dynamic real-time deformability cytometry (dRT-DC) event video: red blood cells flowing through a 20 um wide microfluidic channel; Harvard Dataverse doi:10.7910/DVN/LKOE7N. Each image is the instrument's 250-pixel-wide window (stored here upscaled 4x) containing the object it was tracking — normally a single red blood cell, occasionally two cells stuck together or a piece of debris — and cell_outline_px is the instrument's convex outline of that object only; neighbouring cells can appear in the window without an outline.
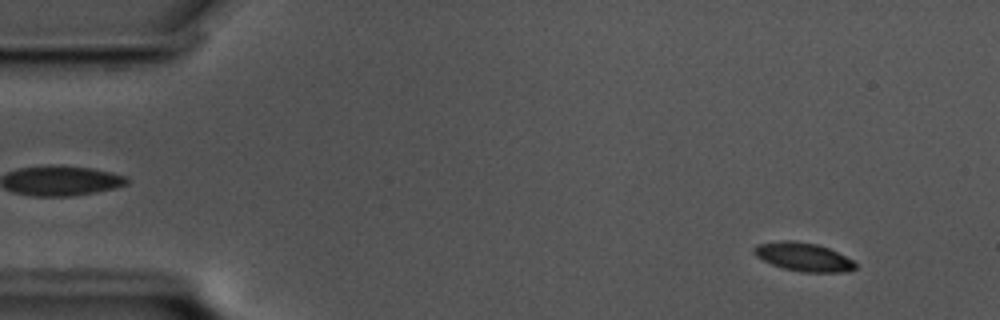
{"species": "common noctule bat (a hibernating species)", "species_latin": "Nyctalus noctula", "temperature_condition": "cold", "stored_images_in_passage": 59, "camera_frame_rate_fps": 3000, "um_per_image_px": 0.085, "animal": {"sex": "male", "body_mass_g": 17.5, "forearm_length_mm": 52.3}, "frame": {"image": 1, "passage_image": 5, "time_ms": 1.333, "image_size_px": [1000, 320], "cell_outline_px": [[856, 268], [844, 272], [804, 272], [784, 268], [772, 264], [756, 256], [752, 252], [752, 248], [756, 244], [784, 240], [792, 240], [816, 244], [828, 248], [852, 260], [856, 264]], "centroid_in_image_um": [68.25, 21.83], "position_along_channel_um": 16.8, "area_um2": 16.65}}
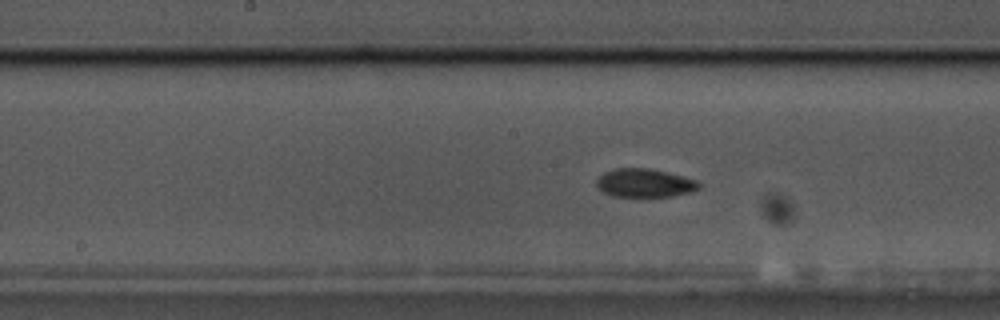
{"frame": {"image": 2, "passage_image": 29, "time_ms": 9.333, "image_size_px": [1000, 320], "cell_outline_px": [[700, 188], [692, 192], [672, 196], [612, 196], [604, 192], [596, 184], [596, 180], [604, 172], [616, 168], [648, 168], [668, 172], [696, 180], [700, 184]], "centroid_in_image_um": [54.81, 15.55], "position_along_channel_um": 193.4, "area_um2": 16.88}}
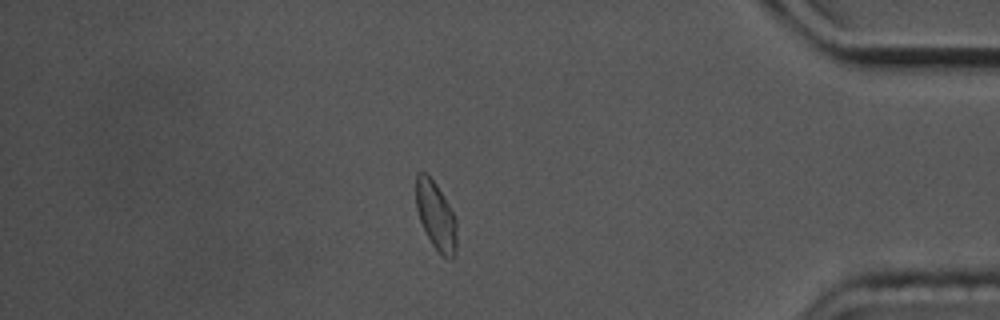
{"frame": {"image": 3, "passage_image": 50, "time_ms": 16.333, "image_size_px": [1000, 320], "cell_outline_px": [[456, 256], [448, 260], [440, 256], [432, 244], [420, 220], [416, 208], [416, 172], [428, 172], [436, 184], [448, 204], [456, 220]], "centroid_in_image_um": [37.05, 18.36], "position_along_channel_um": 398.1, "area_um2": 16.3}, "authors_computed_cell_mechanics": {"area_um2": 16.6464, "velocity_mm_per_s": 3.4388, "shape_relaxation_time_tau1_ms": 3.7066, "shape_relaxation_time_tau2_ms": 1.9367, "deformation_change_tau1": 0.1323, "deformation_change_tau2": 0.0478}}